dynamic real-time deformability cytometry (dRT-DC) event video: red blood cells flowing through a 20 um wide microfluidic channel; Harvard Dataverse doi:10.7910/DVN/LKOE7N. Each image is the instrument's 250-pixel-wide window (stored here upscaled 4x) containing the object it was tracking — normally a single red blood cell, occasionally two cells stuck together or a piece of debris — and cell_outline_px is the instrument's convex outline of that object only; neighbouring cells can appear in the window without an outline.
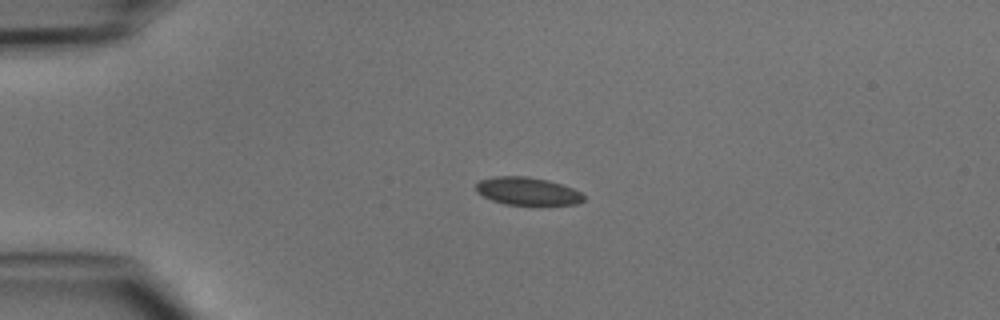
{"species": "common noctule bat (a hibernating species)", "species_latin": "Nyctalus noctula", "temperature_condition": "cold", "stored_images_in_passage": 4, "camera_frame_rate_fps": 3000, "um_per_image_px": 0.085, "animal": {"sex": "male", "body_mass_g": 15.6}, "frame": {"image": 1, "passage_image": 3, "time_ms": 2.333, "image_size_px": [1000, 320], "cell_outline_px": [[584, 200], [576, 204], [504, 204], [492, 200], [476, 192], [476, 184], [480, 180], [492, 176], [528, 176], [548, 180], [572, 188], [580, 192], [584, 196]], "centroid_in_image_um": [44.8, 16.23], "position_along_channel_um": 40.2, "area_um2": 17.28}}